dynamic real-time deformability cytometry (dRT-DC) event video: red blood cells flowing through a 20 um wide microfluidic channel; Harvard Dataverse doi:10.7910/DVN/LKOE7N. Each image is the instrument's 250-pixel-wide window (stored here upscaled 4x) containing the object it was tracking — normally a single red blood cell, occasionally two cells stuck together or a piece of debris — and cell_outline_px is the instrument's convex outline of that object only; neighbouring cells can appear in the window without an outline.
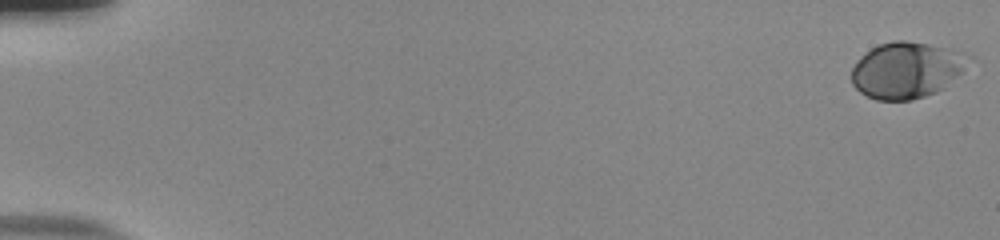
{"species": "human", "species_latin": "Homo sapiens", "temperature_condition": "room temperature", "stored_images_in_passage": 55, "camera_frame_rate_fps": 3000, "um_per_image_px": 0.085, "donor": {"sex": "male"}, "frame": {"image": 1, "passage_image": 1, "time_ms": 0.0, "image_size_px": [1000, 240], "cell_outline_px": [[976, 60], [964, 72], [944, 88], [936, 92], [912, 100], [876, 100], [860, 92], [852, 84], [852, 68], [856, 60], [860, 56], [872, 48], [880, 44], [892, 40], [904, 40], [928, 44], [964, 52], [972, 56]], "centroid_in_image_um": [77.13, 5.95], "position_along_channel_um": 7.9, "area_um2": 38.96}}
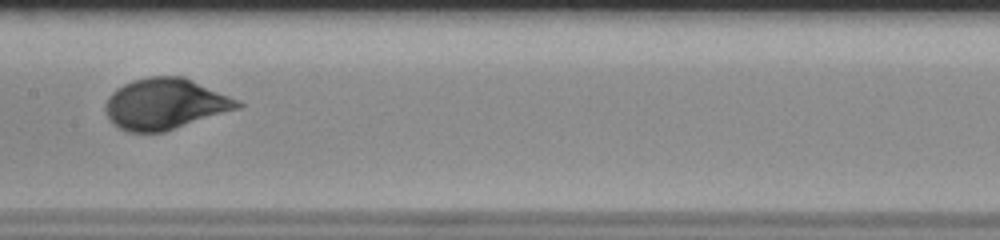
{"frame": {"image": 2, "passage_image": 30, "time_ms": 9.667, "image_size_px": [1000, 240], "cell_outline_px": [[244, 104], [240, 108], [164, 132], [128, 132], [120, 128], [108, 116], [104, 108], [104, 104], [108, 96], [116, 88], [132, 80], [148, 76], [184, 76], [240, 100]], "centroid_in_image_um": [14.05, 8.82], "position_along_channel_um": 193.3, "area_um2": 39.36}}
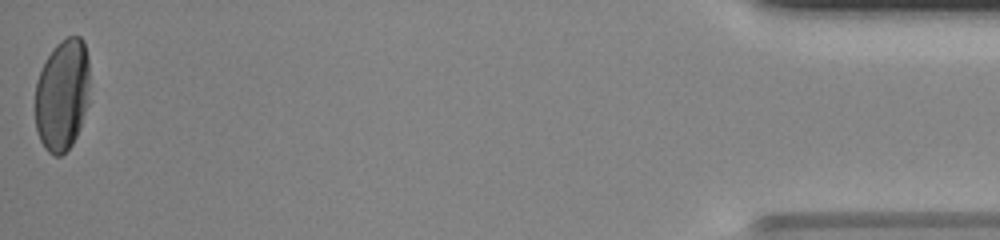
{"frame": {"image": 3, "passage_image": 55, "time_ms": 18.0, "image_size_px": [1000, 240], "cell_outline_px": [[88, 104], [80, 128], [72, 144], [60, 156], [56, 156], [48, 152], [44, 148], [40, 140], [36, 128], [36, 80], [48, 56], [56, 44], [60, 40], [68, 36], [80, 36], [84, 40], [88, 56]], "centroid_in_image_um": [5.3, 8.06], "position_along_channel_um": 429.9, "area_um2": 35.55}, "authors_computed_cell_mechanics": {"area_um2": 36.0672, "velocity_mm_per_s": 3.8326, "shape_relaxation_time_tau1_ms": 3.4645, "shape_relaxation_time_tau2_ms": null, "deformation_change_tau1": 0.1572, "deformation_change_tau2": null}}